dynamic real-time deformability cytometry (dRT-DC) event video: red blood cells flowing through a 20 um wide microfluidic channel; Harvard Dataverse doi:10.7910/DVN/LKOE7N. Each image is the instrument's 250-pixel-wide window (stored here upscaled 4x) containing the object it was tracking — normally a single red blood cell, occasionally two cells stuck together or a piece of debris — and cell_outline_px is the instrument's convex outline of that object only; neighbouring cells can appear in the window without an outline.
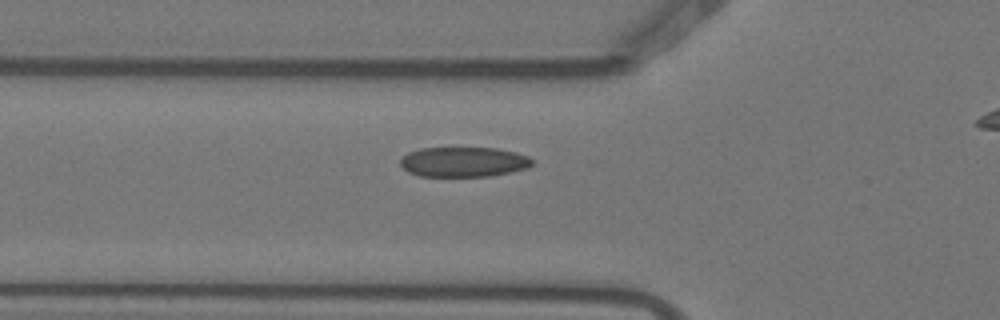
{"species": "Egyptian fruit bat (a non-hibernating species)", "species_latin": "Rousettus aegyptiacus", "temperature_condition": "warm", "stored_images_in_passage": 2, "camera_frame_rate_fps": 3000, "um_per_image_px": 0.085, "animal": {"sex": "female"}, "frame": {"image": 1, "passage_image": 2, "time_ms": 0.333, "image_size_px": [1000, 320], "cell_outline_px": [[532, 164], [528, 168], [512, 172], [488, 176], [420, 176], [408, 172], [400, 164], [400, 160], [408, 152], [420, 148], [496, 148], [516, 152], [528, 156], [532, 160]], "centroid_in_image_um": [39.41, 13.76], "position_along_channel_um": 86.4, "area_um2": 23.0}}